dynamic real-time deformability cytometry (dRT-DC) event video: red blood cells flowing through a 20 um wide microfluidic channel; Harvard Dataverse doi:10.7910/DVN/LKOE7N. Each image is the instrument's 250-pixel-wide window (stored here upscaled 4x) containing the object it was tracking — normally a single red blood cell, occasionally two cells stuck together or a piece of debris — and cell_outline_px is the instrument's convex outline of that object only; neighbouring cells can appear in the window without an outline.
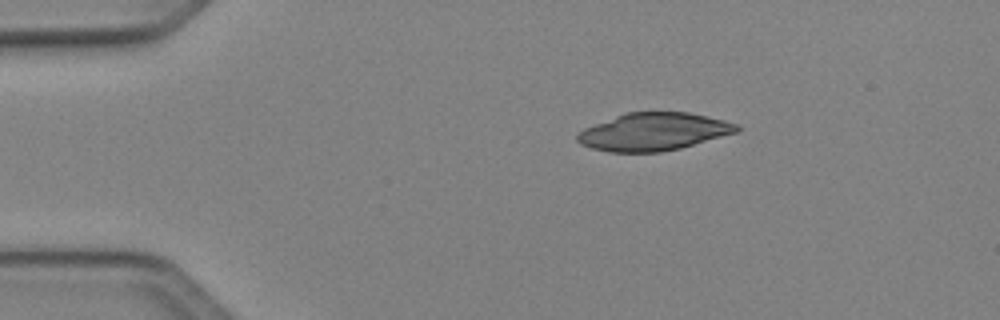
{"species": "Egyptian fruit bat (a non-hibernating species)", "species_latin": "Rousettus aegyptiacus", "temperature_condition": "cold", "stored_images_in_passage": 41, "camera_frame_rate_fps": 3000, "um_per_image_px": 0.085, "animal": {"sex": "female"}, "frame": {"image": 1, "passage_image": 1, "time_ms": 0.0, "image_size_px": [1000, 320], "cell_outline_px": [[740, 132], [680, 148], [660, 152], [608, 152], [592, 148], [580, 144], [576, 140], [576, 136], [584, 128], [616, 116], [628, 112], [688, 112], [708, 116], [724, 120], [736, 124], [740, 128]], "centroid_in_image_um": [55.58, 11.2], "position_along_channel_um": 29.4, "area_um2": 34.97}}
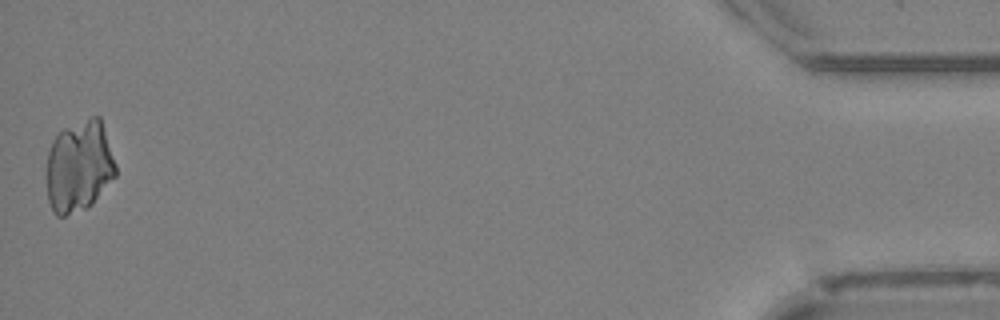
{"frame": {"image": 2, "passage_image": 41, "time_ms": 13.333, "image_size_px": [1000, 320], "cell_outline_px": [[116, 176], [92, 204], [84, 208], [64, 216], [56, 216], [52, 212], [48, 200], [48, 152], [52, 140], [64, 128], [92, 116], [100, 116], [116, 164]], "centroid_in_image_um": [6.74, 14.14], "position_along_channel_um": 428.5, "area_um2": 36.7}}